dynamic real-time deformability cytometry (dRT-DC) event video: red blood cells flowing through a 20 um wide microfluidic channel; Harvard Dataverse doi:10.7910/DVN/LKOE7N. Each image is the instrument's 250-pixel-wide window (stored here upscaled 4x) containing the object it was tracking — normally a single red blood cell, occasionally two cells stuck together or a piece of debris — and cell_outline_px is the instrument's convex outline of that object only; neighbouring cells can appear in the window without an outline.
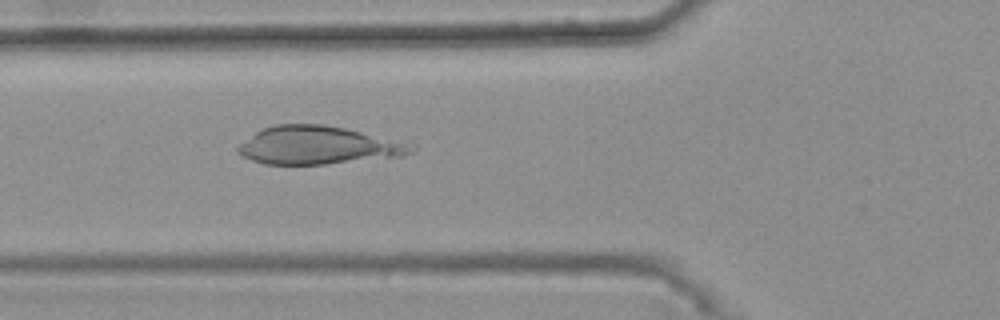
{"species": "common noctule bat (a hibernating species)", "species_latin": "Nyctalus noctula", "temperature_condition": "warm", "stored_images_in_passage": 28, "camera_frame_rate_fps": 3000, "um_per_image_px": 0.085, "animal": {"sex": "female", "body_mass_g": 25.1}, "frame": {"image": 1, "passage_image": 4, "time_ms": 1.0, "image_size_px": [1000, 320], "cell_outline_px": [[412, 152], [400, 156], [324, 164], [264, 164], [252, 160], [236, 152], [236, 148], [240, 144], [256, 132], [264, 128], [276, 124], [324, 124], [344, 128], [360, 132], [404, 144]], "centroid_in_image_um": [26.86, 12.36], "position_along_channel_um": 98.9, "area_um2": 37.11}}
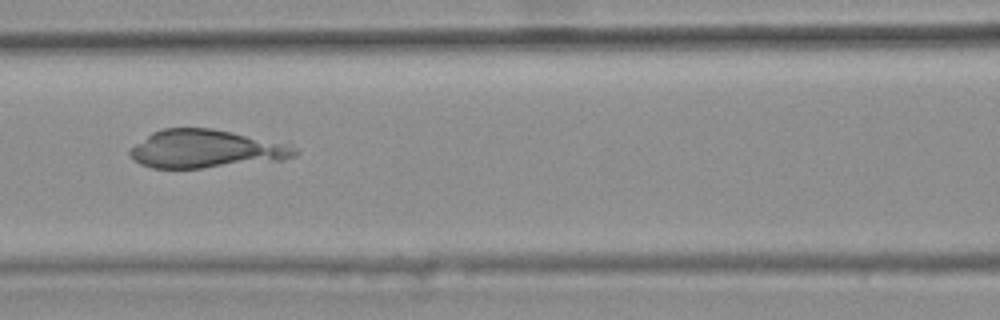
{"frame": {"image": 2, "passage_image": 8, "time_ms": 2.333, "image_size_px": [1000, 320], "cell_outline_px": [[300, 152], [296, 156], [284, 160], [200, 168], [152, 168], [140, 164], [128, 156], [128, 152], [136, 144], [152, 132], [164, 128], [212, 128], [232, 132], [300, 148]], "centroid_in_image_um": [17.49, 12.67], "position_along_channel_um": 149.1, "area_um2": 36.47}}
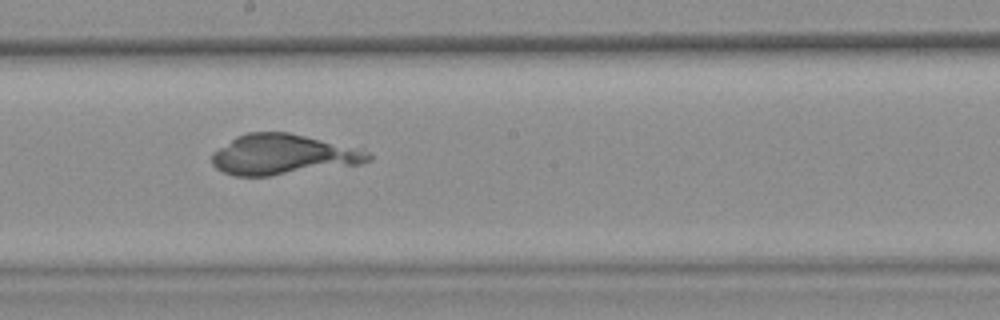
{"frame": {"image": 3, "passage_image": 14, "time_ms": 4.333, "image_size_px": [1000, 320], "cell_outline_px": [[372, 160], [360, 164], [268, 176], [236, 176], [224, 172], [216, 168], [212, 164], [212, 152], [236, 136], [248, 132], [288, 132], [368, 152], [372, 156]], "centroid_in_image_um": [23.98, 13.15], "position_along_channel_um": 224.2, "area_um2": 36.18}}